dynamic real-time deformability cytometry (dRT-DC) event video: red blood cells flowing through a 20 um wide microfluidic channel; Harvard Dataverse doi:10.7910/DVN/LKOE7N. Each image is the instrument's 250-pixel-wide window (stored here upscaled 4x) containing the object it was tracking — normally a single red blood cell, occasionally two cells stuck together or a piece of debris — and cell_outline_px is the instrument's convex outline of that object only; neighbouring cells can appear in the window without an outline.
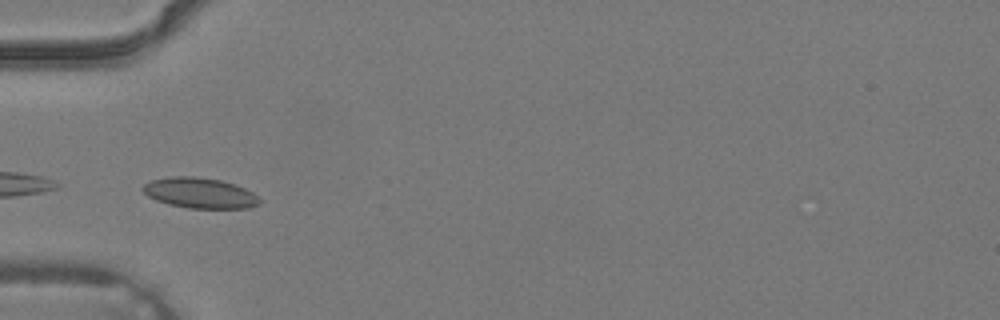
{"species": "common noctule bat (a hibernating species)", "species_latin": "Nyctalus noctula", "temperature_condition": "warm", "stored_images_in_passage": 3, "camera_frame_rate_fps": 3000, "um_per_image_px": 0.085, "animal": {"sex": "male", "body_mass_g": 19.2, "forearm_length_mm": 51.8}, "frame": {"image": 1, "passage_image": 3, "time_ms": 0.667, "image_size_px": [1000, 320], "cell_outline_px": [[264, 200], [260, 204], [248, 208], [188, 208], [168, 204], [156, 200], [148, 196], [140, 188], [144, 184], [152, 180], [172, 176], [192, 176], [220, 180], [244, 188], [252, 192]], "centroid_in_image_um": [17.0, 16.41], "position_along_channel_um": 68.0, "area_um2": 20.75}}